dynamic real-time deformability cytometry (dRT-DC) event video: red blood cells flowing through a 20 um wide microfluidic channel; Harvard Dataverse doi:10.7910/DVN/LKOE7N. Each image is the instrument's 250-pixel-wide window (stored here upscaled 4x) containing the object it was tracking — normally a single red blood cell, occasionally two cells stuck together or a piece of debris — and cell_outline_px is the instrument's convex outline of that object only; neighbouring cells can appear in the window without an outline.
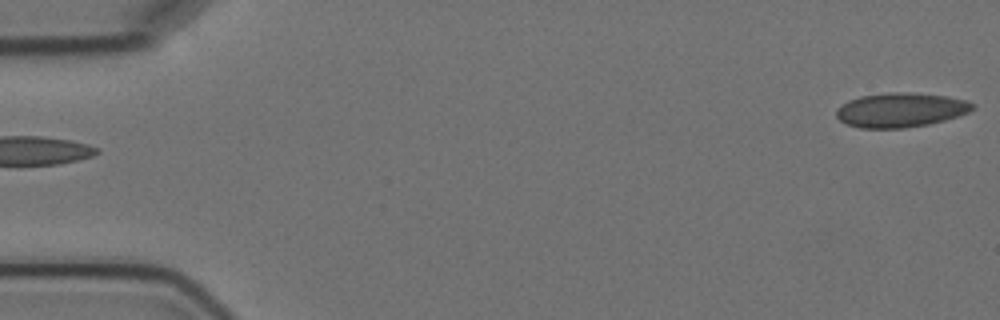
{"species": "Egyptian fruit bat (a non-hibernating species)", "species_latin": "Rousettus aegyptiacus", "temperature_condition": "cold", "stored_images_in_passage": 6, "camera_frame_rate_fps": 3000, "um_per_image_px": 0.085, "animal": {"sex": "female"}, "frame": {"image": 1, "passage_image": 1, "time_ms": 0.0, "image_size_px": [1000, 320], "cell_outline_px": [[976, 108], [968, 112], [944, 120], [928, 124], [904, 128], [860, 128], [844, 124], [836, 116], [836, 108], [840, 104], [848, 100], [860, 96], [888, 92], [908, 92], [948, 96], [964, 100], [976, 104]], "centroid_in_image_um": [76.52, 9.34], "position_along_channel_um": 8.5, "area_um2": 27.51}}
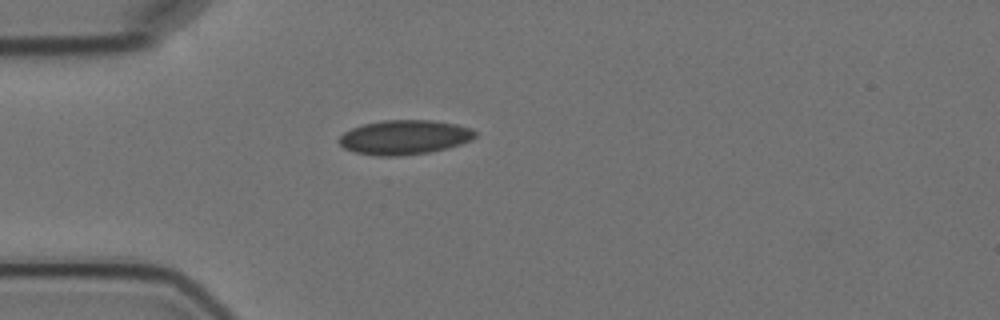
{"frame": {"image": 2, "passage_image": 5, "time_ms": 4.667, "image_size_px": [1000, 320], "cell_outline_px": [[476, 136], [472, 140], [448, 148], [428, 152], [400, 156], [380, 156], [356, 152], [344, 148], [336, 140], [344, 132], [352, 128], [364, 124], [384, 120], [432, 120], [456, 124], [472, 128], [476, 132]], "centroid_in_image_um": [34.39, 11.66], "position_along_channel_um": 50.6, "area_um2": 27.34}}